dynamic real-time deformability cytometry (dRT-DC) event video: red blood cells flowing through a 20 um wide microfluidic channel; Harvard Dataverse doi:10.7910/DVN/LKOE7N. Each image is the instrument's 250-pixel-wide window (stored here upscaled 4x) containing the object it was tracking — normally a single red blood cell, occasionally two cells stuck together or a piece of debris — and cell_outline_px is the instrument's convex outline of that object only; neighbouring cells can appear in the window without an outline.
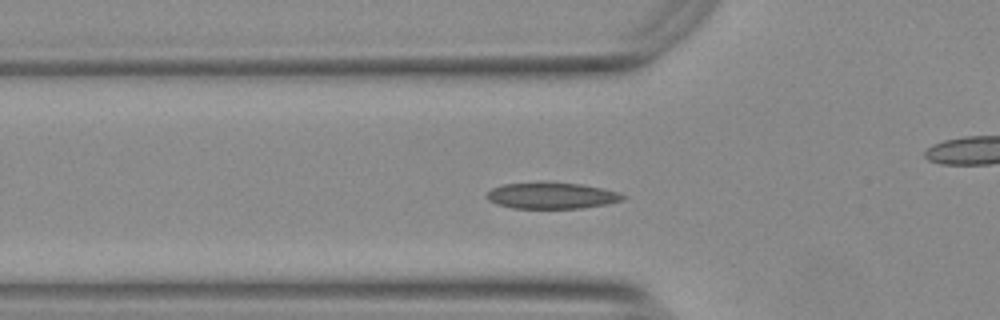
{"species": "Egyptian fruit bat (a non-hibernating species)", "species_latin": "Rousettus aegyptiacus", "temperature_condition": "warm", "stored_images_in_passage": 53, "camera_frame_rate_fps": 3000, "um_per_image_px": 0.085, "animal": {"sex": "female"}, "frame": {"image": 1, "passage_image": 16, "time_ms": 5.0, "image_size_px": [1000, 320], "cell_outline_px": [[624, 200], [608, 204], [580, 208], [512, 208], [496, 204], [488, 200], [484, 196], [492, 188], [504, 184], [580, 184], [620, 192], [624, 196]], "centroid_in_image_um": [46.89, 16.66], "position_along_channel_um": 78.9, "area_um2": 20.23}}
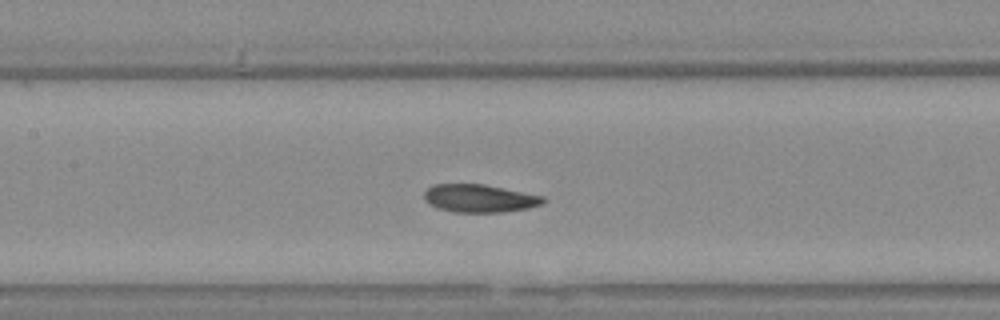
{"frame": {"image": 2, "passage_image": 23, "time_ms": 7.333, "image_size_px": [1000, 320], "cell_outline_px": [[548, 200], [544, 204], [528, 208], [504, 212], [452, 212], [436, 208], [428, 204], [424, 200], [424, 192], [428, 188], [436, 184], [484, 184], [544, 196]], "centroid_in_image_um": [40.77, 16.87], "position_along_channel_um": 166.6, "area_um2": 19.59}}
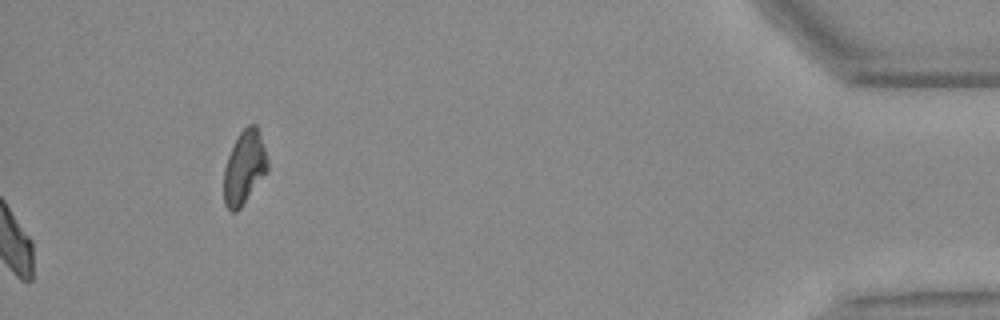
{"frame": {"image": 3, "passage_image": 53, "time_ms": 17.333, "image_size_px": [1000, 320], "cell_outline_px": [[268, 172], [240, 208], [236, 212], [232, 212], [224, 204], [224, 168], [228, 156], [236, 136], [248, 124], [256, 124], [268, 160]], "centroid_in_image_um": [20.77, 14.24], "position_along_channel_um": 414.4, "area_um2": 18.79}, "authors_computed_cell_mechanics": {"area_um2": 19.4208, "velocity_mm_per_s": 3.7431, "shape_relaxation_time_tau1_ms": 9.9475, "shape_relaxation_time_tau2_ms": 2.9154, "deformation_change_tau1": 0.2536, "deformation_change_tau2": 0.0887}}